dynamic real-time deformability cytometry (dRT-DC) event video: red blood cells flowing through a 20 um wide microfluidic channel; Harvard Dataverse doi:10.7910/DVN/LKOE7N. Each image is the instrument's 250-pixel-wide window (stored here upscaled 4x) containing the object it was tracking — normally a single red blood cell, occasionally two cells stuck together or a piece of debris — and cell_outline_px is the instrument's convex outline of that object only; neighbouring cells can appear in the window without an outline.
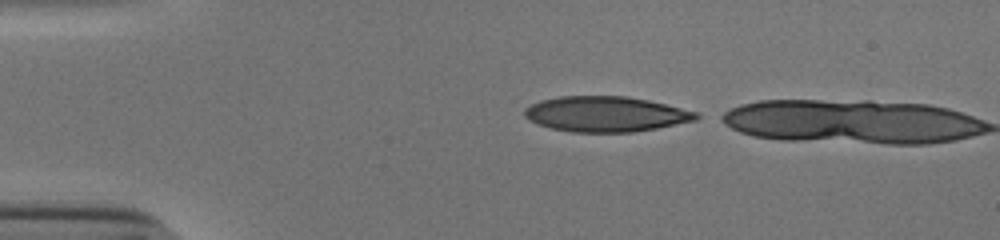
{"species": "human", "species_latin": "Homo sapiens", "temperature_condition": "cold", "stored_images_in_passage": 2, "camera_frame_rate_fps": 3000, "um_per_image_px": 0.085, "donor": {"sex": "male"}, "frame": {"image": 1, "passage_image": 1, "time_ms": 0.0, "image_size_px": [1000, 240], "cell_outline_px": [[704, 116], [696, 120], [656, 128], [632, 132], [572, 132], [552, 128], [536, 124], [524, 116], [524, 108], [540, 100], [560, 96], [628, 96], [648, 100], [700, 112]], "centroid_in_image_um": [51.52, 9.69], "position_along_channel_um": 33.5, "area_um2": 35.55}}